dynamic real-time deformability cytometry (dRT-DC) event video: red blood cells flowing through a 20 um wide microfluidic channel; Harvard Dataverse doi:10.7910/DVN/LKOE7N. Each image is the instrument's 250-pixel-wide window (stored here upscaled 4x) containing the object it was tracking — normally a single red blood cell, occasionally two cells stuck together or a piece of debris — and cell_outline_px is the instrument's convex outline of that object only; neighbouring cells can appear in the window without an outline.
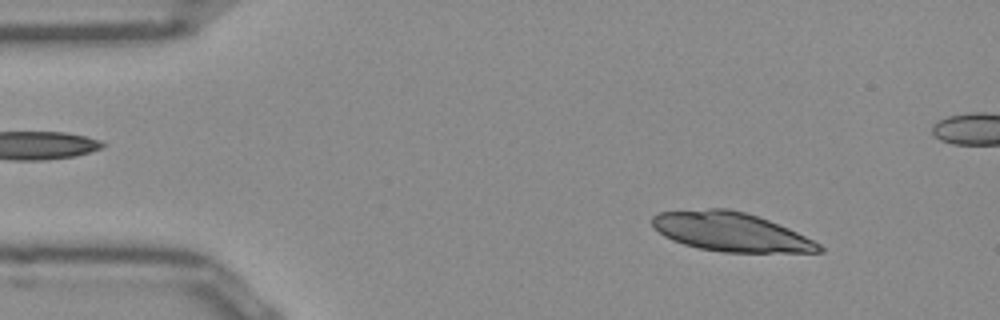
{"species": "Egyptian fruit bat (a non-hibernating species)", "species_latin": "Rousettus aegyptiacus", "temperature_condition": "room temperature", "stored_images_in_passage": 50, "camera_frame_rate_fps": 3000, "um_per_image_px": 0.085, "frame": {"image": 1, "passage_image": 5, "time_ms": 1.333, "image_size_px": [1000, 320], "cell_outline_px": [[824, 252], [724, 252], [700, 248], [684, 244], [672, 240], [664, 236], [652, 228], [652, 216], [660, 212], [708, 208], [728, 208], [744, 212], [768, 220], [788, 228], [820, 244], [824, 248]], "centroid_in_image_um": [62.08, 19.7], "position_along_channel_um": 22.9, "area_um2": 37.69}}